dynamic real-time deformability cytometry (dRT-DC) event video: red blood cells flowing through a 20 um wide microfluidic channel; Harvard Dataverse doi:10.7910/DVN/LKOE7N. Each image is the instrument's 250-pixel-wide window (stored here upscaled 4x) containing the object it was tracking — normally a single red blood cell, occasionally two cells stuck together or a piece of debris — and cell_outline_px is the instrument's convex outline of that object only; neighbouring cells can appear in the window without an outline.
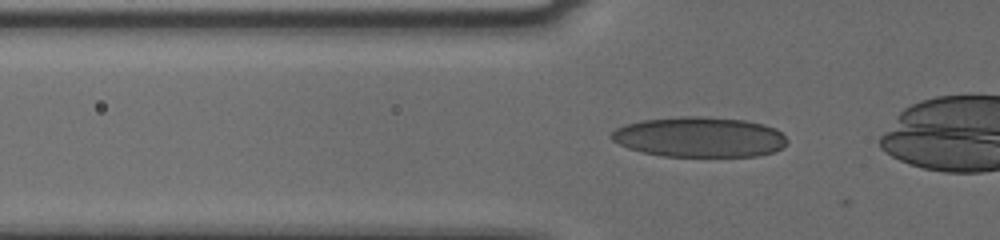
{"species": "human", "species_latin": "Homo sapiens", "temperature_condition": "cold", "stored_images_in_passage": 31, "camera_frame_rate_fps": 3000, "um_per_image_px": 0.085, "donor": {"sex": "male"}, "frame": {"image": 1, "passage_image": 2, "time_ms": 0.333, "image_size_px": [1000, 240], "cell_outline_px": [[788, 140], [780, 148], [772, 152], [756, 156], [664, 156], [644, 152], [628, 148], [612, 140], [608, 136], [616, 128], [624, 124], [640, 120], [680, 116], [700, 116], [744, 120], [764, 124], [776, 128]], "centroid_in_image_um": [59.42, 11.64], "position_along_channel_um": 66.4, "area_um2": 41.15}}
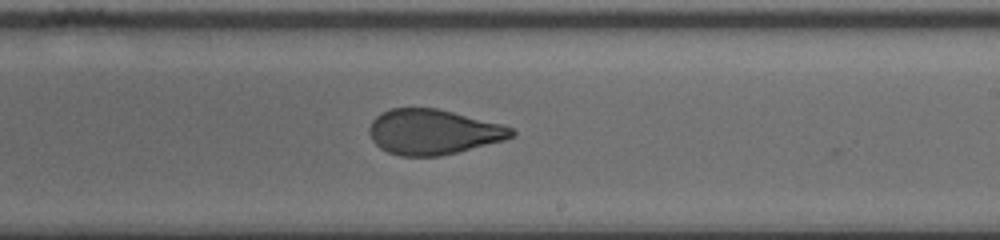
{"frame": {"image": 2, "passage_image": 17, "time_ms": 5.333, "image_size_px": [1000, 240], "cell_outline_px": [[516, 136], [504, 140], [440, 156], [400, 156], [388, 152], [380, 148], [372, 140], [368, 132], [368, 128], [372, 120], [376, 116], [392, 108], [436, 108], [504, 124], [512, 128], [516, 132]], "centroid_in_image_um": [36.82, 11.21], "position_along_channel_um": 252.2, "area_um2": 37.45}}
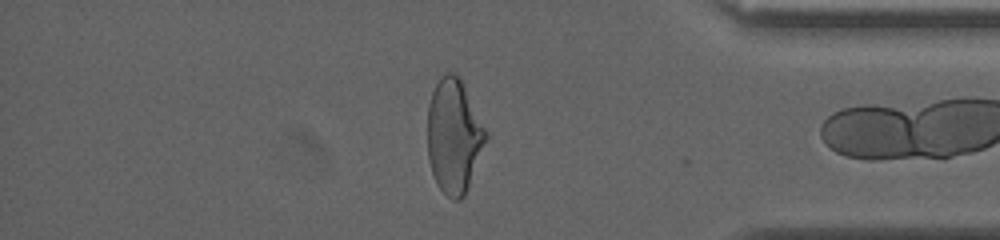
{"frame": {"image": 3, "passage_image": 30, "time_ms": 9.667, "image_size_px": [1000, 240], "cell_outline_px": [[488, 136], [468, 188], [464, 196], [460, 200], [452, 200], [440, 188], [432, 172], [428, 160], [428, 104], [432, 92], [440, 76], [448, 72], [456, 72], [460, 76], [488, 132]], "centroid_in_image_um": [38.59, 11.53], "position_along_channel_um": 396.6, "area_um2": 38.96}}